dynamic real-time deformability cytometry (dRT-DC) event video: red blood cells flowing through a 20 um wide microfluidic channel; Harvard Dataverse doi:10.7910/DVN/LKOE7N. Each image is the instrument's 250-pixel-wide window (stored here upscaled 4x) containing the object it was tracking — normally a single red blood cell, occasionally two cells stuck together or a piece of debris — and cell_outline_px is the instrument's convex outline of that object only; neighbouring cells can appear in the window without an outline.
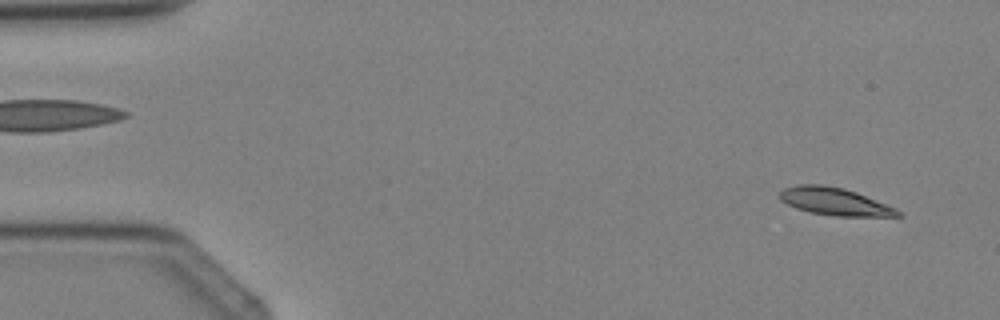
{"species": "Egyptian fruit bat (a non-hibernating species)", "species_latin": "Rousettus aegyptiacus", "temperature_condition": "cold", "stored_images_in_passage": 3, "camera_frame_rate_fps": 3000, "um_per_image_px": 0.085, "animal": {"sex": "female"}, "frame": {"image": 1, "passage_image": 3, "time_ms": 2.333, "image_size_px": [1000, 320], "cell_outline_px": [[904, 216], [836, 216], [808, 212], [796, 208], [780, 200], [776, 196], [784, 188], [800, 184], [824, 184], [844, 188], [856, 192], [896, 208]], "centroid_in_image_um": [70.91, 17.12], "position_along_channel_um": 14.1, "area_um2": 19.02}}